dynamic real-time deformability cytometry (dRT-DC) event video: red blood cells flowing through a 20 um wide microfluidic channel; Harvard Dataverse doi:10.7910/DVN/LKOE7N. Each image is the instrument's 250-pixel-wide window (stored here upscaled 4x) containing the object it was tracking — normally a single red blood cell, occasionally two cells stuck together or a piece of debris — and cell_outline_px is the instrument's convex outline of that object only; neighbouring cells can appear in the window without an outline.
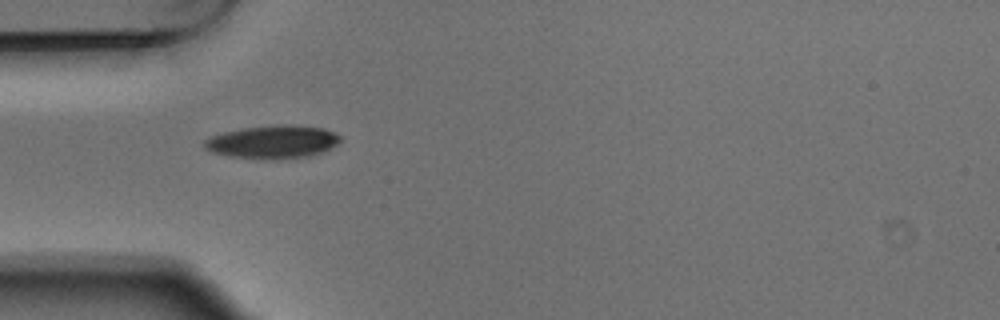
{"species": "Egyptian fruit bat (a non-hibernating species)", "species_latin": "Rousettus aegyptiacus", "temperature_condition": "warm", "stored_images_in_passage": 1, "camera_frame_rate_fps": 3000, "um_per_image_px": 0.085, "animal": {"sex": "male"}, "frame": {"image": 1, "passage_image": 1, "time_ms": 0.0, "image_size_px": [1000, 320], "cell_outline_px": [[340, 140], [332, 148], [324, 152], [308, 156], [228, 156], [212, 152], [204, 148], [204, 140], [212, 136], [224, 132], [244, 128], [280, 124], [288, 124], [324, 128], [340, 136]], "centroid_in_image_um": [23.2, 12.01], "position_along_channel_um": 61.8, "area_um2": 25.09}}